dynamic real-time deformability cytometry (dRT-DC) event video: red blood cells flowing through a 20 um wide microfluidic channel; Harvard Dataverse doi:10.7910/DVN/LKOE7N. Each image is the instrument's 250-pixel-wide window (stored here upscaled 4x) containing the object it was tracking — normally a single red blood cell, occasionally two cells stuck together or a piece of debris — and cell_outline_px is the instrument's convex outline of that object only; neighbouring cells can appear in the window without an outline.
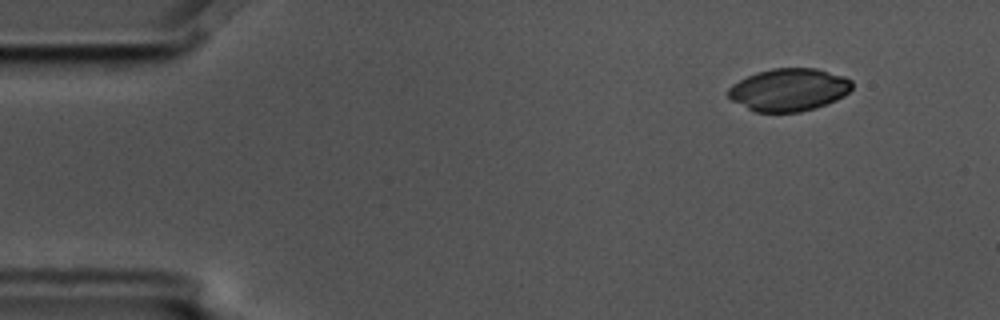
{"species": "common noctule bat (a hibernating species)", "species_latin": "Nyctalus noctula", "temperature_condition": "cold", "stored_images_in_passage": 4, "camera_frame_rate_fps": 3000, "um_per_image_px": 0.085, "animal": {"sex": "male", "body_mass_g": 17.5, "forearm_length_mm": 52.3}, "frame": {"image": 1, "passage_image": 2, "time_ms": 0.333, "image_size_px": [1000, 320], "cell_outline_px": [[852, 88], [844, 96], [836, 100], [816, 108], [800, 112], [756, 112], [732, 100], [724, 92], [732, 84], [756, 72], [772, 68], [816, 68], [844, 76], [852, 80]], "centroid_in_image_um": [67.05, 7.62], "position_along_channel_um": 17.9, "area_um2": 30.87}}